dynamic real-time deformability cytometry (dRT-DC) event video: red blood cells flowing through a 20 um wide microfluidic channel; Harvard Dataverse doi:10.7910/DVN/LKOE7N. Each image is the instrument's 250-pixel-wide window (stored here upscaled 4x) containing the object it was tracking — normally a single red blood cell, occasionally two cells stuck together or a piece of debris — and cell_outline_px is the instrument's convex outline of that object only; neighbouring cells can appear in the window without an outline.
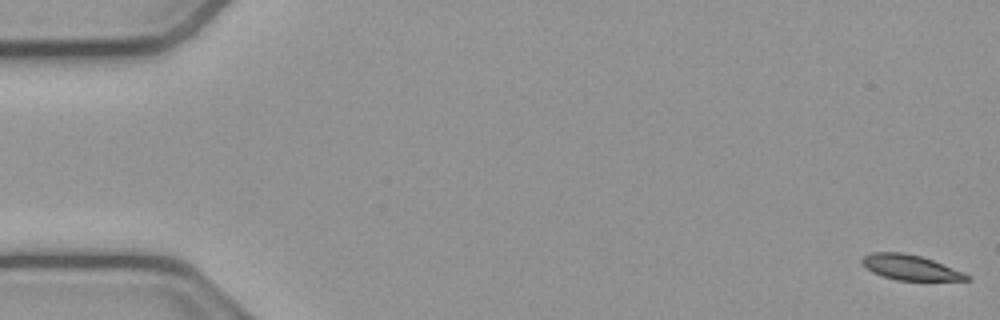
{"species": "common noctule bat (a hibernating species)", "species_latin": "Nyctalus noctula", "temperature_condition": "cold", "stored_images_in_passage": 55, "camera_frame_rate_fps": 3000, "um_per_image_px": 0.085, "animal": {"sex": "male", "body_mass_g": 23.1, "forearm_length_mm": 52.7}, "frame": {"image": 1, "passage_image": 1, "time_ms": 0.0, "image_size_px": [1000, 320], "cell_outline_px": [[972, 280], [896, 280], [872, 272], [864, 268], [860, 264], [860, 260], [864, 256], [872, 252], [904, 252], [920, 256], [932, 260], [964, 272], [972, 276]], "centroid_in_image_um": [77.35, 22.73], "position_along_channel_um": 7.7, "area_um2": 15.43}}
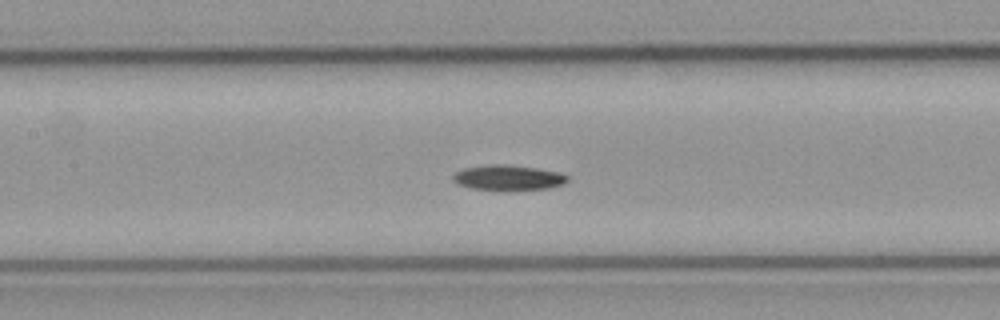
{"frame": {"image": 2, "passage_image": 25, "time_ms": 8.0, "image_size_px": [1000, 320], "cell_outline_px": [[568, 180], [564, 184], [548, 188], [468, 188], [456, 184], [452, 180], [452, 176], [456, 172], [464, 168], [492, 164], [504, 164], [536, 168], [556, 172], [568, 176]], "centroid_in_image_um": [43.15, 15.07], "position_along_channel_um": 164.3, "area_um2": 16.13}}
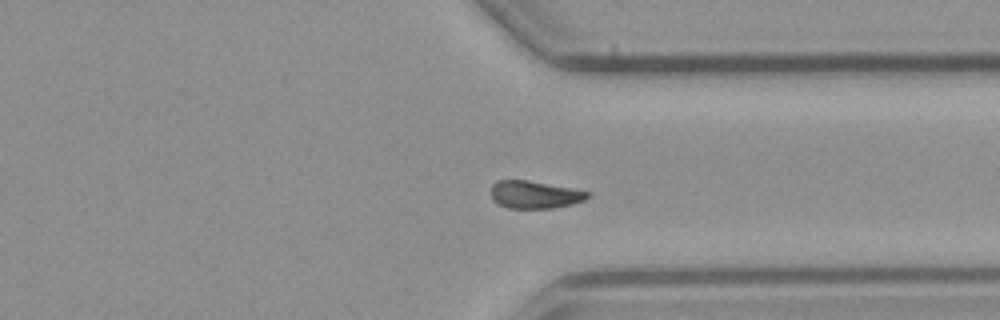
{"frame": {"image": 3, "passage_image": 41, "time_ms": 13.333, "image_size_px": [1000, 320], "cell_outline_px": [[588, 196], [584, 200], [572, 204], [552, 208], [508, 208], [492, 200], [492, 184], [496, 180], [528, 180], [572, 188], [588, 192]], "centroid_in_image_um": [45.42, 16.54], "position_along_channel_um": 366.0, "area_um2": 15.37}, "authors_computed_cell_mechanics": {"area_um2": 16.184, "velocity_mm_per_s": 3.7967, "shape_relaxation_time_tau1_ms": 3.133, "shape_relaxation_time_tau2_ms": null, "deformation_change_tau1": 0.1178, "deformation_change_tau2": null}}